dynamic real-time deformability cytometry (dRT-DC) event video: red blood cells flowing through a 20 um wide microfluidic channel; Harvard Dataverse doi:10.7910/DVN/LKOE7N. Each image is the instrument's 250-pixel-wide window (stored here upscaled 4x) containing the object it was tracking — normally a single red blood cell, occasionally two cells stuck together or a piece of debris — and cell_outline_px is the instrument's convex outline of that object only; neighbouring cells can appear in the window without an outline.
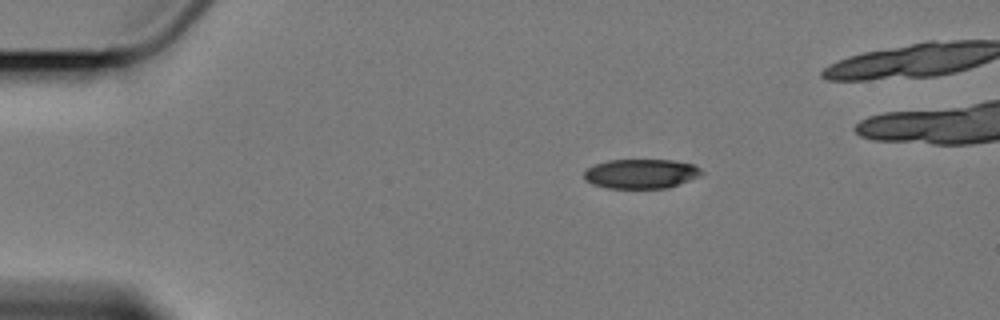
{"species": "Egyptian fruit bat (a non-hibernating species)", "species_latin": "Rousettus aegyptiacus", "temperature_condition": "cold", "stored_images_in_passage": 4, "camera_frame_rate_fps": 3000, "um_per_image_px": 0.085, "animal": {"sex": "female"}, "frame": {"image": 1, "passage_image": 1, "time_ms": 0.0, "image_size_px": [1000, 320], "cell_outline_px": [[704, 172], [700, 176], [668, 188], [608, 188], [592, 184], [584, 180], [584, 172], [588, 168], [596, 164], [608, 160], [672, 160], [692, 164], [700, 168]], "centroid_in_image_um": [54.49, 14.77], "position_along_channel_um": 30.5, "area_um2": 20.17}}